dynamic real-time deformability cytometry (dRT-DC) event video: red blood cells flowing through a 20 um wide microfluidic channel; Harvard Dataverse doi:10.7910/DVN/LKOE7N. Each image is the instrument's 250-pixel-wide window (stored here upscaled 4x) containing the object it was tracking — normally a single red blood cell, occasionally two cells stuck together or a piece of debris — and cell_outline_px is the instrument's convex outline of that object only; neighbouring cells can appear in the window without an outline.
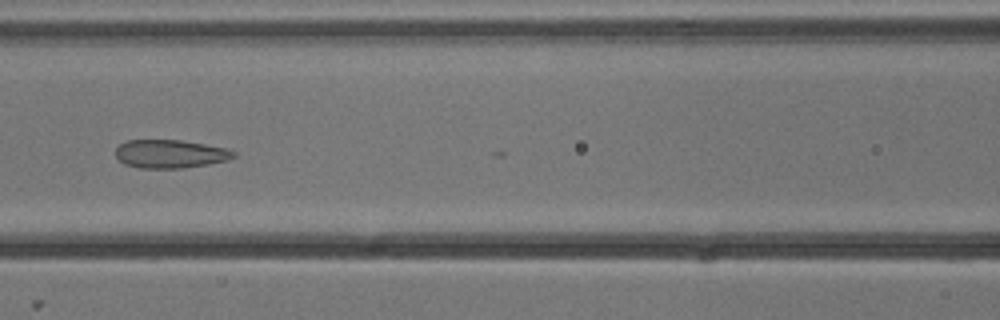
{"species": "common noctule bat (a hibernating species)", "species_latin": "Nyctalus noctula", "temperature_condition": "cold", "stored_images_in_passage": 5, "camera_frame_rate_fps": 3000, "um_per_image_px": 0.085, "animal": {"sex": "male", "body_mass_g": 13.3}, "frame": {"image": 1, "passage_image": 5, "time_ms": 1.333, "image_size_px": [1000, 320], "cell_outline_px": [[236, 156], [228, 160], [208, 164], [184, 168], [140, 168], [124, 164], [116, 156], [116, 148], [120, 144], [128, 140], [180, 140], [204, 144], [224, 148], [236, 152]], "centroid_in_image_um": [14.47, 13.08], "position_along_channel_um": 152.1, "area_um2": 19.42}}